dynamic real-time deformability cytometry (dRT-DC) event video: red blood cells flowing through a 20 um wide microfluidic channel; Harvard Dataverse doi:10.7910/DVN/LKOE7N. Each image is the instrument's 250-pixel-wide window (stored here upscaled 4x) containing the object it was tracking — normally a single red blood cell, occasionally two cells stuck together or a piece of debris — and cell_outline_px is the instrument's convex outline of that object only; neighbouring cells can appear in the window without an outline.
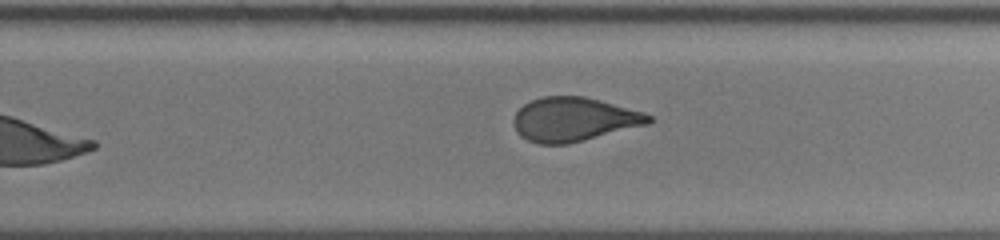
{"species": "human", "species_latin": "Homo sapiens", "temperature_condition": "cold", "stored_images_in_passage": 29, "segment_of_instrument_passage": [2, 2], "camera_frame_rate_fps": 3000, "um_per_image_px": 0.085, "donor": {"sex": "male"}, "frame": {"image": 1, "passage_image": 29, "time_ms": 11.0, "image_size_px": [1000, 240], "cell_outline_px": [[656, 120], [648, 124], [568, 144], [536, 144], [520, 136], [516, 132], [516, 112], [524, 104], [532, 100], [544, 96], [584, 96], [600, 100], [644, 112], [652, 116]], "centroid_in_image_um": [48.81, 10.15], "position_along_channel_um": 281.0, "area_um2": 34.45}}